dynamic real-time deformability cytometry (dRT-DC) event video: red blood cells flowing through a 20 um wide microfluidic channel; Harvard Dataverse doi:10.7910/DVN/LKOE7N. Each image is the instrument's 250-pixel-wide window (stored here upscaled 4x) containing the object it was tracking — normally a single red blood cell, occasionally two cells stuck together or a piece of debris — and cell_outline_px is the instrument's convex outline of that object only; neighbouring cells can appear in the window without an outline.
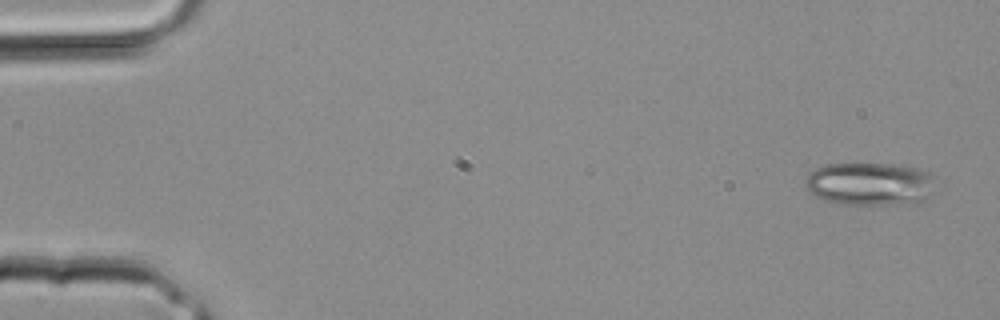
{"species": "common noctule bat (a hibernating species)", "species_latin": "Nyctalus noctula", "temperature_condition": "room temperature", "stored_images_in_passage": 4, "camera_frame_rate_fps": 3000, "um_per_image_px": 0.085, "animal": {"sex": "male", "body_mass_g": 20.4}, "frame": {"image": 1, "passage_image": 1, "time_ms": 0.0, "image_size_px": [1000, 320], "cell_outline_px": [[936, 192], [932, 196], [924, 200], [884, 204], [836, 204], [824, 200], [816, 196], [804, 184], [804, 180], [816, 168], [824, 164], [888, 164], [916, 168], [928, 172]], "centroid_in_image_um": [73.92, 15.63], "position_along_channel_um": 11.1, "area_um2": 32.25}}